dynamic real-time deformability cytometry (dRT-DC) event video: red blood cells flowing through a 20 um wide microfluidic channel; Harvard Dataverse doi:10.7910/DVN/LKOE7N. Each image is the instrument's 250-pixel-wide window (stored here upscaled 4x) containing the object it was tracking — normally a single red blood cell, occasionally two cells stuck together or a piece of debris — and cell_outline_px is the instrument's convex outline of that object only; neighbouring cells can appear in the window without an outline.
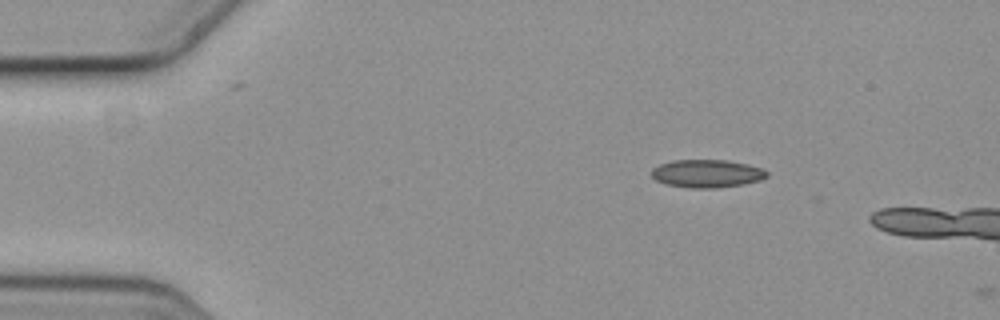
{"species": "common noctule bat (a hibernating species)", "species_latin": "Nyctalus noctula", "temperature_condition": "cold", "stored_images_in_passage": 3, "camera_frame_rate_fps": 3000, "um_per_image_px": 0.085, "animal": {"sex": "female", "body_mass_g": 19.3, "forearm_length_mm": 54.1}, "frame": {"image": 1, "passage_image": 1, "time_ms": 0.0, "image_size_px": [1000, 320], "cell_outline_px": [[768, 176], [760, 180], [740, 184], [716, 188], [692, 188], [668, 184], [656, 180], [652, 176], [652, 168], [660, 164], [672, 160], [728, 160], [748, 164], [764, 168], [768, 172]], "centroid_in_image_um": [60.11, 14.74], "position_along_channel_um": 24.9, "area_um2": 18.73}}